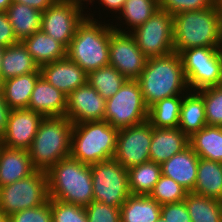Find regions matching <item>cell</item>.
Returning <instances> with one entry per match:
<instances>
[{
    "label": "cell",
    "mask_w": 222,
    "mask_h": 222,
    "mask_svg": "<svg viewBox=\"0 0 222 222\" xmlns=\"http://www.w3.org/2000/svg\"><path fill=\"white\" fill-rule=\"evenodd\" d=\"M148 109L158 101L189 91L180 54L147 58L137 79Z\"/></svg>",
    "instance_id": "obj_1"
},
{
    "label": "cell",
    "mask_w": 222,
    "mask_h": 222,
    "mask_svg": "<svg viewBox=\"0 0 222 222\" xmlns=\"http://www.w3.org/2000/svg\"><path fill=\"white\" fill-rule=\"evenodd\" d=\"M174 52L196 47L222 48V34L216 6L173 15Z\"/></svg>",
    "instance_id": "obj_2"
},
{
    "label": "cell",
    "mask_w": 222,
    "mask_h": 222,
    "mask_svg": "<svg viewBox=\"0 0 222 222\" xmlns=\"http://www.w3.org/2000/svg\"><path fill=\"white\" fill-rule=\"evenodd\" d=\"M96 21L98 20L88 14L77 26L66 49V57L77 63L87 74L109 65V42L114 31L113 24L104 25Z\"/></svg>",
    "instance_id": "obj_3"
},
{
    "label": "cell",
    "mask_w": 222,
    "mask_h": 222,
    "mask_svg": "<svg viewBox=\"0 0 222 222\" xmlns=\"http://www.w3.org/2000/svg\"><path fill=\"white\" fill-rule=\"evenodd\" d=\"M50 199L87 206L93 201L91 166L70 156L47 171Z\"/></svg>",
    "instance_id": "obj_4"
},
{
    "label": "cell",
    "mask_w": 222,
    "mask_h": 222,
    "mask_svg": "<svg viewBox=\"0 0 222 222\" xmlns=\"http://www.w3.org/2000/svg\"><path fill=\"white\" fill-rule=\"evenodd\" d=\"M73 123L66 117H44L28 149L33 168L47 172L70 156Z\"/></svg>",
    "instance_id": "obj_5"
},
{
    "label": "cell",
    "mask_w": 222,
    "mask_h": 222,
    "mask_svg": "<svg viewBox=\"0 0 222 222\" xmlns=\"http://www.w3.org/2000/svg\"><path fill=\"white\" fill-rule=\"evenodd\" d=\"M118 129L107 121H86L73 125L70 157L92 165L114 158Z\"/></svg>",
    "instance_id": "obj_6"
},
{
    "label": "cell",
    "mask_w": 222,
    "mask_h": 222,
    "mask_svg": "<svg viewBox=\"0 0 222 222\" xmlns=\"http://www.w3.org/2000/svg\"><path fill=\"white\" fill-rule=\"evenodd\" d=\"M148 111L139 82L127 80L106 100L104 121L119 130L147 121Z\"/></svg>",
    "instance_id": "obj_7"
},
{
    "label": "cell",
    "mask_w": 222,
    "mask_h": 222,
    "mask_svg": "<svg viewBox=\"0 0 222 222\" xmlns=\"http://www.w3.org/2000/svg\"><path fill=\"white\" fill-rule=\"evenodd\" d=\"M49 200L47 172L31 175L0 187V211L5 215L41 206Z\"/></svg>",
    "instance_id": "obj_8"
},
{
    "label": "cell",
    "mask_w": 222,
    "mask_h": 222,
    "mask_svg": "<svg viewBox=\"0 0 222 222\" xmlns=\"http://www.w3.org/2000/svg\"><path fill=\"white\" fill-rule=\"evenodd\" d=\"M187 85L192 91L219 86L222 48L196 47L180 53Z\"/></svg>",
    "instance_id": "obj_9"
},
{
    "label": "cell",
    "mask_w": 222,
    "mask_h": 222,
    "mask_svg": "<svg viewBox=\"0 0 222 222\" xmlns=\"http://www.w3.org/2000/svg\"><path fill=\"white\" fill-rule=\"evenodd\" d=\"M91 166L93 201L121 207L131 195L128 170L114 158Z\"/></svg>",
    "instance_id": "obj_10"
},
{
    "label": "cell",
    "mask_w": 222,
    "mask_h": 222,
    "mask_svg": "<svg viewBox=\"0 0 222 222\" xmlns=\"http://www.w3.org/2000/svg\"><path fill=\"white\" fill-rule=\"evenodd\" d=\"M113 28L119 32L131 33L147 58L166 56L174 52L173 15L161 9L134 31L120 30L116 25Z\"/></svg>",
    "instance_id": "obj_11"
},
{
    "label": "cell",
    "mask_w": 222,
    "mask_h": 222,
    "mask_svg": "<svg viewBox=\"0 0 222 222\" xmlns=\"http://www.w3.org/2000/svg\"><path fill=\"white\" fill-rule=\"evenodd\" d=\"M152 125L147 120L141 124L118 130L114 159L125 169L150 161Z\"/></svg>",
    "instance_id": "obj_12"
},
{
    "label": "cell",
    "mask_w": 222,
    "mask_h": 222,
    "mask_svg": "<svg viewBox=\"0 0 222 222\" xmlns=\"http://www.w3.org/2000/svg\"><path fill=\"white\" fill-rule=\"evenodd\" d=\"M147 57L138 47L131 33L114 30L109 42V65L117 69L127 80H137Z\"/></svg>",
    "instance_id": "obj_13"
},
{
    "label": "cell",
    "mask_w": 222,
    "mask_h": 222,
    "mask_svg": "<svg viewBox=\"0 0 222 222\" xmlns=\"http://www.w3.org/2000/svg\"><path fill=\"white\" fill-rule=\"evenodd\" d=\"M58 0L42 13L41 30L60 42L66 49L74 37L77 26L87 14Z\"/></svg>",
    "instance_id": "obj_14"
},
{
    "label": "cell",
    "mask_w": 222,
    "mask_h": 222,
    "mask_svg": "<svg viewBox=\"0 0 222 222\" xmlns=\"http://www.w3.org/2000/svg\"><path fill=\"white\" fill-rule=\"evenodd\" d=\"M44 116L28 108L10 110L7 128L0 144L28 150Z\"/></svg>",
    "instance_id": "obj_15"
},
{
    "label": "cell",
    "mask_w": 222,
    "mask_h": 222,
    "mask_svg": "<svg viewBox=\"0 0 222 222\" xmlns=\"http://www.w3.org/2000/svg\"><path fill=\"white\" fill-rule=\"evenodd\" d=\"M106 100L87 82L67 96L65 116L73 123L103 121Z\"/></svg>",
    "instance_id": "obj_16"
},
{
    "label": "cell",
    "mask_w": 222,
    "mask_h": 222,
    "mask_svg": "<svg viewBox=\"0 0 222 222\" xmlns=\"http://www.w3.org/2000/svg\"><path fill=\"white\" fill-rule=\"evenodd\" d=\"M41 76L67 96L87 82V73L67 57L40 67Z\"/></svg>",
    "instance_id": "obj_17"
},
{
    "label": "cell",
    "mask_w": 222,
    "mask_h": 222,
    "mask_svg": "<svg viewBox=\"0 0 222 222\" xmlns=\"http://www.w3.org/2000/svg\"><path fill=\"white\" fill-rule=\"evenodd\" d=\"M187 147H189V137L178 127H152L150 161L161 165Z\"/></svg>",
    "instance_id": "obj_18"
},
{
    "label": "cell",
    "mask_w": 222,
    "mask_h": 222,
    "mask_svg": "<svg viewBox=\"0 0 222 222\" xmlns=\"http://www.w3.org/2000/svg\"><path fill=\"white\" fill-rule=\"evenodd\" d=\"M67 95L48 83L42 76L37 80L32 91L28 109L44 117L65 116Z\"/></svg>",
    "instance_id": "obj_19"
},
{
    "label": "cell",
    "mask_w": 222,
    "mask_h": 222,
    "mask_svg": "<svg viewBox=\"0 0 222 222\" xmlns=\"http://www.w3.org/2000/svg\"><path fill=\"white\" fill-rule=\"evenodd\" d=\"M199 156L189 146L161 164L162 175L172 178L188 192H193L198 170Z\"/></svg>",
    "instance_id": "obj_20"
},
{
    "label": "cell",
    "mask_w": 222,
    "mask_h": 222,
    "mask_svg": "<svg viewBox=\"0 0 222 222\" xmlns=\"http://www.w3.org/2000/svg\"><path fill=\"white\" fill-rule=\"evenodd\" d=\"M34 171L28 150L0 144V187L21 180Z\"/></svg>",
    "instance_id": "obj_21"
},
{
    "label": "cell",
    "mask_w": 222,
    "mask_h": 222,
    "mask_svg": "<svg viewBox=\"0 0 222 222\" xmlns=\"http://www.w3.org/2000/svg\"><path fill=\"white\" fill-rule=\"evenodd\" d=\"M33 72H40V68L22 42L4 49L0 72L2 81Z\"/></svg>",
    "instance_id": "obj_22"
},
{
    "label": "cell",
    "mask_w": 222,
    "mask_h": 222,
    "mask_svg": "<svg viewBox=\"0 0 222 222\" xmlns=\"http://www.w3.org/2000/svg\"><path fill=\"white\" fill-rule=\"evenodd\" d=\"M36 64L40 67L66 58V48L42 30L36 31L22 41Z\"/></svg>",
    "instance_id": "obj_23"
},
{
    "label": "cell",
    "mask_w": 222,
    "mask_h": 222,
    "mask_svg": "<svg viewBox=\"0 0 222 222\" xmlns=\"http://www.w3.org/2000/svg\"><path fill=\"white\" fill-rule=\"evenodd\" d=\"M186 92L183 94L178 128L190 138L207 125V120L203 97L197 91Z\"/></svg>",
    "instance_id": "obj_24"
},
{
    "label": "cell",
    "mask_w": 222,
    "mask_h": 222,
    "mask_svg": "<svg viewBox=\"0 0 222 222\" xmlns=\"http://www.w3.org/2000/svg\"><path fill=\"white\" fill-rule=\"evenodd\" d=\"M40 77V72H33L3 81L4 101L11 110L28 108L32 91Z\"/></svg>",
    "instance_id": "obj_25"
},
{
    "label": "cell",
    "mask_w": 222,
    "mask_h": 222,
    "mask_svg": "<svg viewBox=\"0 0 222 222\" xmlns=\"http://www.w3.org/2000/svg\"><path fill=\"white\" fill-rule=\"evenodd\" d=\"M5 12L19 42L41 30L42 12L15 2H12Z\"/></svg>",
    "instance_id": "obj_26"
},
{
    "label": "cell",
    "mask_w": 222,
    "mask_h": 222,
    "mask_svg": "<svg viewBox=\"0 0 222 222\" xmlns=\"http://www.w3.org/2000/svg\"><path fill=\"white\" fill-rule=\"evenodd\" d=\"M193 193L222 201V163L199 158Z\"/></svg>",
    "instance_id": "obj_27"
},
{
    "label": "cell",
    "mask_w": 222,
    "mask_h": 222,
    "mask_svg": "<svg viewBox=\"0 0 222 222\" xmlns=\"http://www.w3.org/2000/svg\"><path fill=\"white\" fill-rule=\"evenodd\" d=\"M189 146L199 158L222 163V126H208L189 138Z\"/></svg>",
    "instance_id": "obj_28"
},
{
    "label": "cell",
    "mask_w": 222,
    "mask_h": 222,
    "mask_svg": "<svg viewBox=\"0 0 222 222\" xmlns=\"http://www.w3.org/2000/svg\"><path fill=\"white\" fill-rule=\"evenodd\" d=\"M121 222H156L161 205L149 195H130L121 205Z\"/></svg>",
    "instance_id": "obj_29"
},
{
    "label": "cell",
    "mask_w": 222,
    "mask_h": 222,
    "mask_svg": "<svg viewBox=\"0 0 222 222\" xmlns=\"http://www.w3.org/2000/svg\"><path fill=\"white\" fill-rule=\"evenodd\" d=\"M192 222H222V201L188 192L183 200Z\"/></svg>",
    "instance_id": "obj_30"
},
{
    "label": "cell",
    "mask_w": 222,
    "mask_h": 222,
    "mask_svg": "<svg viewBox=\"0 0 222 222\" xmlns=\"http://www.w3.org/2000/svg\"><path fill=\"white\" fill-rule=\"evenodd\" d=\"M162 175L161 165L152 161L128 169L131 195H149Z\"/></svg>",
    "instance_id": "obj_31"
},
{
    "label": "cell",
    "mask_w": 222,
    "mask_h": 222,
    "mask_svg": "<svg viewBox=\"0 0 222 222\" xmlns=\"http://www.w3.org/2000/svg\"><path fill=\"white\" fill-rule=\"evenodd\" d=\"M182 101L183 94L165 98L153 104L148 111V121L152 127H178Z\"/></svg>",
    "instance_id": "obj_32"
},
{
    "label": "cell",
    "mask_w": 222,
    "mask_h": 222,
    "mask_svg": "<svg viewBox=\"0 0 222 222\" xmlns=\"http://www.w3.org/2000/svg\"><path fill=\"white\" fill-rule=\"evenodd\" d=\"M126 81L127 79L110 65L90 71L87 74V83L105 100L115 95Z\"/></svg>",
    "instance_id": "obj_33"
},
{
    "label": "cell",
    "mask_w": 222,
    "mask_h": 222,
    "mask_svg": "<svg viewBox=\"0 0 222 222\" xmlns=\"http://www.w3.org/2000/svg\"><path fill=\"white\" fill-rule=\"evenodd\" d=\"M159 9L158 0H126L120 14L127 26L134 31Z\"/></svg>",
    "instance_id": "obj_34"
},
{
    "label": "cell",
    "mask_w": 222,
    "mask_h": 222,
    "mask_svg": "<svg viewBox=\"0 0 222 222\" xmlns=\"http://www.w3.org/2000/svg\"><path fill=\"white\" fill-rule=\"evenodd\" d=\"M188 191L172 178L161 175L149 196L160 205L182 202Z\"/></svg>",
    "instance_id": "obj_35"
},
{
    "label": "cell",
    "mask_w": 222,
    "mask_h": 222,
    "mask_svg": "<svg viewBox=\"0 0 222 222\" xmlns=\"http://www.w3.org/2000/svg\"><path fill=\"white\" fill-rule=\"evenodd\" d=\"M197 92L204 100L207 125L222 126V87H207Z\"/></svg>",
    "instance_id": "obj_36"
},
{
    "label": "cell",
    "mask_w": 222,
    "mask_h": 222,
    "mask_svg": "<svg viewBox=\"0 0 222 222\" xmlns=\"http://www.w3.org/2000/svg\"><path fill=\"white\" fill-rule=\"evenodd\" d=\"M52 222H88L85 206L51 199Z\"/></svg>",
    "instance_id": "obj_37"
},
{
    "label": "cell",
    "mask_w": 222,
    "mask_h": 222,
    "mask_svg": "<svg viewBox=\"0 0 222 222\" xmlns=\"http://www.w3.org/2000/svg\"><path fill=\"white\" fill-rule=\"evenodd\" d=\"M88 222H121L120 207L91 201L85 206Z\"/></svg>",
    "instance_id": "obj_38"
},
{
    "label": "cell",
    "mask_w": 222,
    "mask_h": 222,
    "mask_svg": "<svg viewBox=\"0 0 222 222\" xmlns=\"http://www.w3.org/2000/svg\"><path fill=\"white\" fill-rule=\"evenodd\" d=\"M159 9L172 15L185 11H197L212 7L215 0H158Z\"/></svg>",
    "instance_id": "obj_39"
},
{
    "label": "cell",
    "mask_w": 222,
    "mask_h": 222,
    "mask_svg": "<svg viewBox=\"0 0 222 222\" xmlns=\"http://www.w3.org/2000/svg\"><path fill=\"white\" fill-rule=\"evenodd\" d=\"M10 222H52L51 199L34 208L15 212L9 216Z\"/></svg>",
    "instance_id": "obj_40"
},
{
    "label": "cell",
    "mask_w": 222,
    "mask_h": 222,
    "mask_svg": "<svg viewBox=\"0 0 222 222\" xmlns=\"http://www.w3.org/2000/svg\"><path fill=\"white\" fill-rule=\"evenodd\" d=\"M161 216L167 222H192L184 201L161 205Z\"/></svg>",
    "instance_id": "obj_41"
},
{
    "label": "cell",
    "mask_w": 222,
    "mask_h": 222,
    "mask_svg": "<svg viewBox=\"0 0 222 222\" xmlns=\"http://www.w3.org/2000/svg\"><path fill=\"white\" fill-rule=\"evenodd\" d=\"M19 42L8 19L6 12L0 11V46L6 48Z\"/></svg>",
    "instance_id": "obj_42"
},
{
    "label": "cell",
    "mask_w": 222,
    "mask_h": 222,
    "mask_svg": "<svg viewBox=\"0 0 222 222\" xmlns=\"http://www.w3.org/2000/svg\"><path fill=\"white\" fill-rule=\"evenodd\" d=\"M15 3L26 4L40 12H44L48 7L54 5L58 0H11Z\"/></svg>",
    "instance_id": "obj_43"
},
{
    "label": "cell",
    "mask_w": 222,
    "mask_h": 222,
    "mask_svg": "<svg viewBox=\"0 0 222 222\" xmlns=\"http://www.w3.org/2000/svg\"><path fill=\"white\" fill-rule=\"evenodd\" d=\"M10 108L4 101V97H0V140L4 136L7 128L8 116Z\"/></svg>",
    "instance_id": "obj_44"
},
{
    "label": "cell",
    "mask_w": 222,
    "mask_h": 222,
    "mask_svg": "<svg viewBox=\"0 0 222 222\" xmlns=\"http://www.w3.org/2000/svg\"><path fill=\"white\" fill-rule=\"evenodd\" d=\"M126 0H99L100 4L102 6H105V8H107V10H111L114 12L115 10V14L116 12H121V10L124 7Z\"/></svg>",
    "instance_id": "obj_45"
},
{
    "label": "cell",
    "mask_w": 222,
    "mask_h": 222,
    "mask_svg": "<svg viewBox=\"0 0 222 222\" xmlns=\"http://www.w3.org/2000/svg\"><path fill=\"white\" fill-rule=\"evenodd\" d=\"M60 1H62L63 3H66V4H70L71 6H74L78 9H80L81 11H83L84 7L82 5L85 3H82V1H84V2L90 1L89 3L92 4V1H94V0H60Z\"/></svg>",
    "instance_id": "obj_46"
},
{
    "label": "cell",
    "mask_w": 222,
    "mask_h": 222,
    "mask_svg": "<svg viewBox=\"0 0 222 222\" xmlns=\"http://www.w3.org/2000/svg\"><path fill=\"white\" fill-rule=\"evenodd\" d=\"M215 6L217 8L218 16H219V23L220 29L222 34V0H215Z\"/></svg>",
    "instance_id": "obj_47"
},
{
    "label": "cell",
    "mask_w": 222,
    "mask_h": 222,
    "mask_svg": "<svg viewBox=\"0 0 222 222\" xmlns=\"http://www.w3.org/2000/svg\"><path fill=\"white\" fill-rule=\"evenodd\" d=\"M11 4H12L11 0H0V11L5 12Z\"/></svg>",
    "instance_id": "obj_48"
},
{
    "label": "cell",
    "mask_w": 222,
    "mask_h": 222,
    "mask_svg": "<svg viewBox=\"0 0 222 222\" xmlns=\"http://www.w3.org/2000/svg\"><path fill=\"white\" fill-rule=\"evenodd\" d=\"M0 222H10L9 216L0 211Z\"/></svg>",
    "instance_id": "obj_49"
},
{
    "label": "cell",
    "mask_w": 222,
    "mask_h": 222,
    "mask_svg": "<svg viewBox=\"0 0 222 222\" xmlns=\"http://www.w3.org/2000/svg\"><path fill=\"white\" fill-rule=\"evenodd\" d=\"M4 47L0 46V72H1V62H2V56H3V51H4Z\"/></svg>",
    "instance_id": "obj_50"
},
{
    "label": "cell",
    "mask_w": 222,
    "mask_h": 222,
    "mask_svg": "<svg viewBox=\"0 0 222 222\" xmlns=\"http://www.w3.org/2000/svg\"><path fill=\"white\" fill-rule=\"evenodd\" d=\"M3 96V81L0 78V97Z\"/></svg>",
    "instance_id": "obj_51"
},
{
    "label": "cell",
    "mask_w": 222,
    "mask_h": 222,
    "mask_svg": "<svg viewBox=\"0 0 222 222\" xmlns=\"http://www.w3.org/2000/svg\"><path fill=\"white\" fill-rule=\"evenodd\" d=\"M156 222H167V221H165V219L160 215V217L158 218Z\"/></svg>",
    "instance_id": "obj_52"
},
{
    "label": "cell",
    "mask_w": 222,
    "mask_h": 222,
    "mask_svg": "<svg viewBox=\"0 0 222 222\" xmlns=\"http://www.w3.org/2000/svg\"><path fill=\"white\" fill-rule=\"evenodd\" d=\"M219 86H221V87H222V70H221V81H220Z\"/></svg>",
    "instance_id": "obj_53"
}]
</instances>
